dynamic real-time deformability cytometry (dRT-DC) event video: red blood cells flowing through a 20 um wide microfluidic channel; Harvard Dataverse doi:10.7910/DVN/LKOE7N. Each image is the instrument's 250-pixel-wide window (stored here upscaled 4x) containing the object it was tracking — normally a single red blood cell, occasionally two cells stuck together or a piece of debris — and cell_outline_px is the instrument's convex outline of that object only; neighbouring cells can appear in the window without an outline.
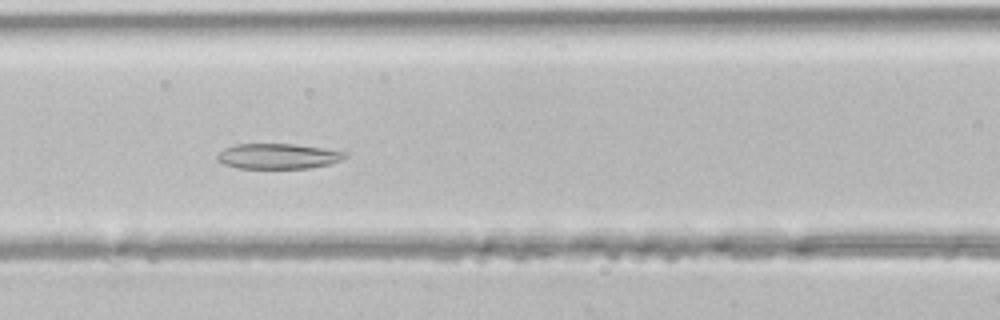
{"species": "common noctule bat (a hibernating species)", "species_latin": "Nyctalus noctula", "temperature_condition": "room temperature", "stored_images_in_passage": 43, "segment_of_instrument_passage": [1, 2], "camera_frame_rate_fps": 3000, "um_per_image_px": 0.085, "animal": {"sex": "male", "body_mass_g": 21.5, "forearm_length_mm": 52.0}, "frame": {"image": 1, "passage_image": 18, "time_ms": 5.667, "image_size_px": [1000, 320], "cell_outline_px": [[348, 156], [340, 160], [328, 164], [308, 168], [240, 168], [224, 164], [216, 160], [216, 156], [224, 148], [236, 144], [292, 144], [324, 148], [348, 152]], "centroid_in_image_um": [23.63, 13.27], "position_along_channel_um": 143.0, "area_um2": 18.79}}
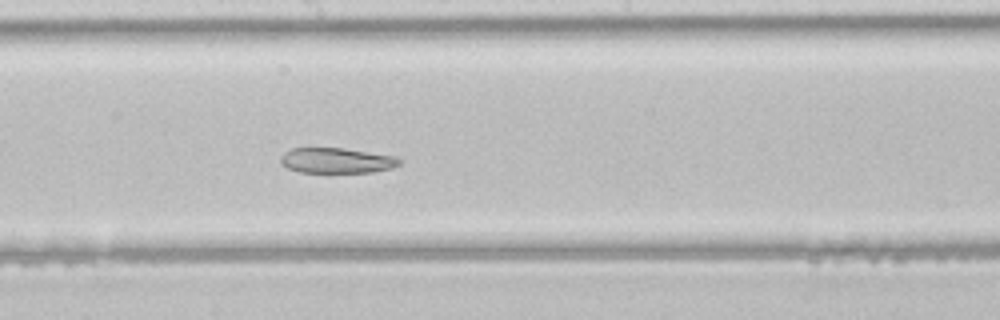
{"frame": {"image": 2, "passage_image": 23, "time_ms": 7.333, "image_size_px": [1000, 320], "cell_outline_px": [[400, 164], [392, 168], [372, 172], [300, 172], [288, 168], [280, 164], [280, 156], [284, 152], [292, 148], [344, 148], [396, 156], [400, 160]], "centroid_in_image_um": [28.59, 13.64], "position_along_channel_um": 219.6, "area_um2": 17.57}}
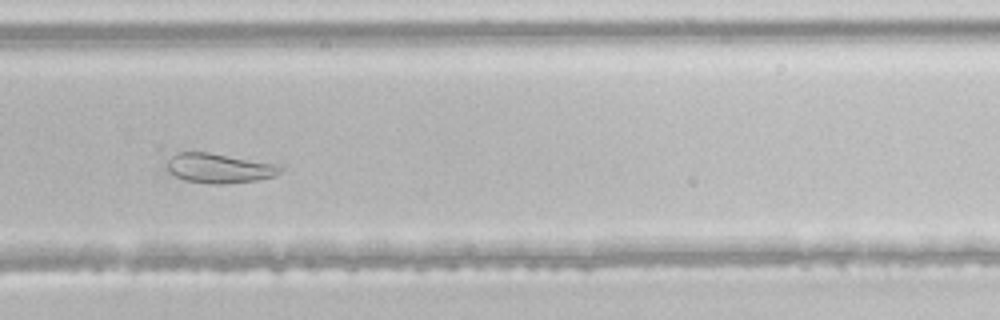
{"frame": {"image": 3, "passage_image": 29, "time_ms": 9.333, "image_size_px": [1000, 320], "cell_outline_px": [[284, 168], [280, 172], [272, 176], [256, 180], [224, 184], [212, 184], [184, 180], [168, 172], [168, 160], [176, 152], [208, 152], [276, 164]], "centroid_in_image_um": [18.6, 14.29], "position_along_channel_um": 311.2, "area_um2": 19.36}}